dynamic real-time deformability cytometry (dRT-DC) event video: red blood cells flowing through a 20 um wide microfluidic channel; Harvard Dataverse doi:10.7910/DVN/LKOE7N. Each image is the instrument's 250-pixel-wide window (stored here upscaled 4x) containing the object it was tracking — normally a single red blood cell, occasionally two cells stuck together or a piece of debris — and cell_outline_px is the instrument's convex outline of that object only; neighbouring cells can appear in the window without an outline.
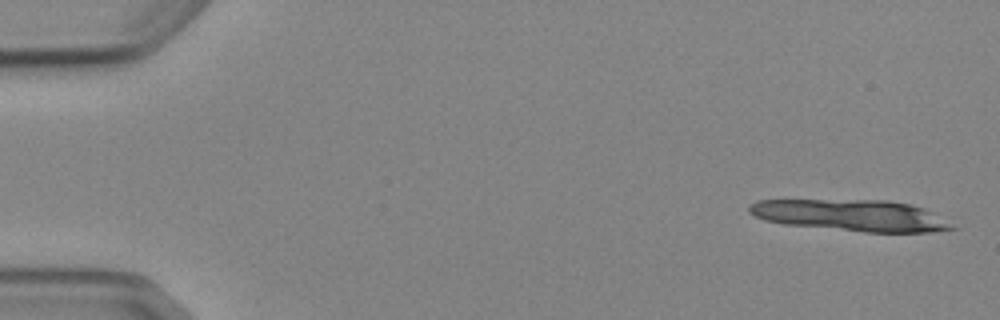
{"species": "Egyptian fruit bat (a non-hibernating species)", "species_latin": "Rousettus aegyptiacus", "temperature_condition": "cold", "stored_images_in_passage": 6, "camera_frame_rate_fps": 3000, "um_per_image_px": 0.085, "animal": {"sex": "female"}, "frame": {"image": 1, "passage_image": 1, "time_ms": 0.0, "image_size_px": [1000, 320], "cell_outline_px": [[960, 228], [932, 232], [864, 232], [784, 224], [764, 220], [748, 212], [748, 208], [756, 200], [888, 200], [912, 204], [932, 212]], "centroid_in_image_um": [72.38, 18.31], "position_along_channel_um": 12.6, "area_um2": 37.22}}
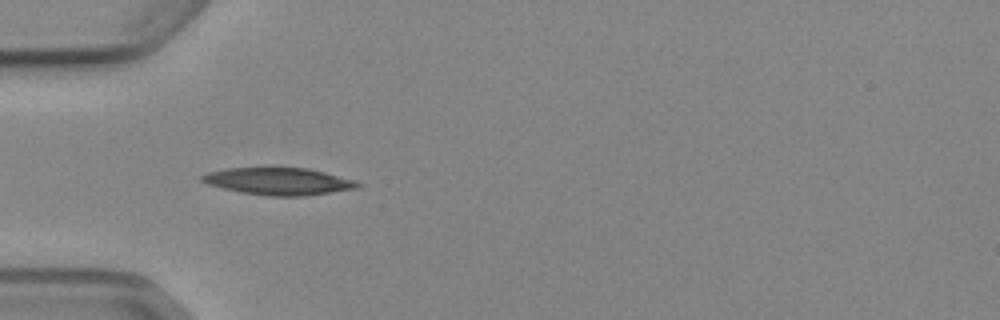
{"frame": {"image": 2, "passage_image": 5, "time_ms": 5.0, "image_size_px": [1000, 320], "cell_outline_px": [[360, 188], [304, 196], [272, 196], [244, 192], [224, 188], [208, 184], [200, 180], [200, 176], [208, 172], [228, 168], [272, 164], [308, 168], [356, 180], [360, 184]], "centroid_in_image_um": [23.68, 15.35], "position_along_channel_um": 61.3, "area_um2": 25.55}}
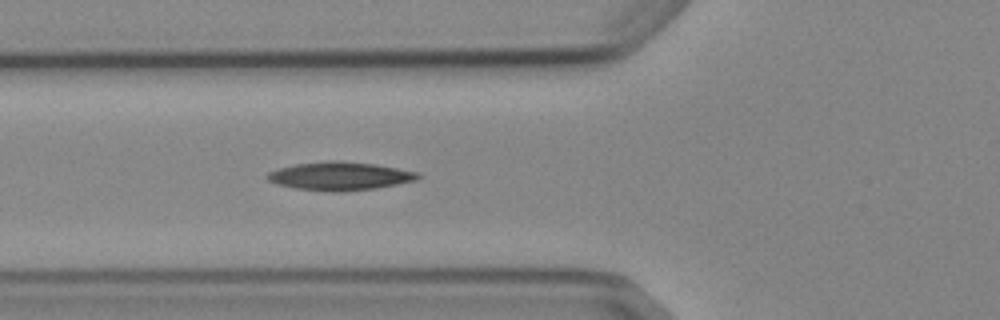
{"frame": {"image": 3, "passage_image": 6, "time_ms": 6.0, "image_size_px": [1000, 320], "cell_outline_px": [[424, 176], [416, 180], [376, 188], [340, 192], [332, 192], [296, 188], [276, 184], [268, 180], [264, 176], [268, 172], [280, 168], [296, 164], [328, 160], [336, 160], [372, 164], [420, 172]], "centroid_in_image_um": [28.89, 14.97], "position_along_channel_um": 96.9, "area_um2": 24.85}}